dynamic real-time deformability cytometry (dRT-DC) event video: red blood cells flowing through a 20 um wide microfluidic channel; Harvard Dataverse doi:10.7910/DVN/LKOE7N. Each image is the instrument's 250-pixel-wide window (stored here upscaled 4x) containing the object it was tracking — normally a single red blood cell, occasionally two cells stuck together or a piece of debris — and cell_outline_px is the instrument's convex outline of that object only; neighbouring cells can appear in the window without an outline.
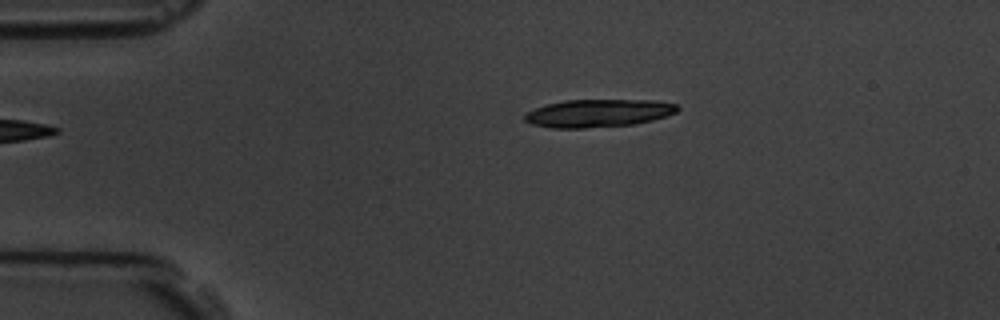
{"species": "common noctule bat (a hibernating species)", "species_latin": "Nyctalus noctula", "temperature_condition": "room temperature", "stored_images_in_passage": 2, "camera_frame_rate_fps": 3000, "um_per_image_px": 0.085, "animal": {"sex": "male", "body_mass_g": 19.5, "forearm_length_mm": 54.6}, "frame": {"image": 1, "passage_image": 2, "time_ms": 1.0, "image_size_px": [1000, 320], "cell_outline_px": [[680, 108], [676, 112], [652, 120], [632, 124], [584, 128], [552, 128], [532, 124], [524, 120], [524, 116], [528, 112], [536, 108], [548, 104], [564, 100], [656, 100], [676, 104]], "centroid_in_image_um": [50.85, 9.61], "position_along_channel_um": 34.1, "area_um2": 24.57}}